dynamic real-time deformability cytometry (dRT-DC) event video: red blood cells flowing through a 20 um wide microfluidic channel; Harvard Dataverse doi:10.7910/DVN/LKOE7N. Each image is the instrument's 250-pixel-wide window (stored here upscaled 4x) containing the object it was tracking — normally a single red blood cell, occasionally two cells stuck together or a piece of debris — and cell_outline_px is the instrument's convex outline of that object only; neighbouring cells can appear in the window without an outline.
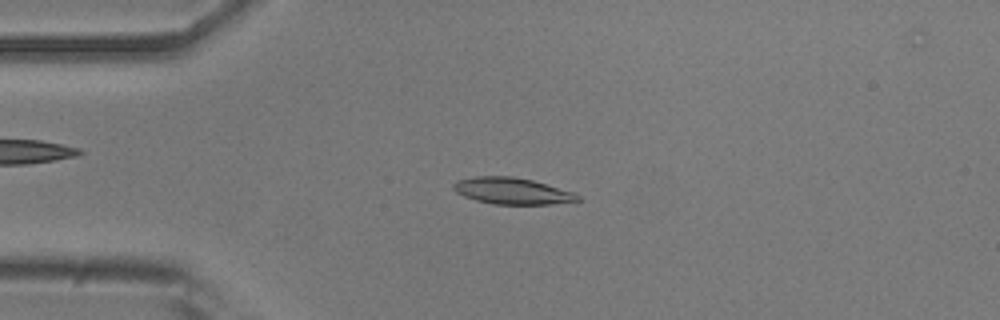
{"species": "common noctule bat (a hibernating species)", "species_latin": "Nyctalus noctula", "temperature_condition": "room temperature", "stored_images_in_passage": 52, "camera_frame_rate_fps": 3000, "um_per_image_px": 0.085, "animal": {"sex": "male", "body_mass_g": 20.5, "forearm_length_mm": 52.5}, "frame": {"image": 1, "passage_image": 11, "time_ms": 3.333, "image_size_px": [1000, 320], "cell_outline_px": [[580, 200], [548, 204], [492, 204], [476, 200], [464, 196], [456, 192], [452, 188], [452, 184], [460, 180], [476, 176], [512, 176], [532, 180], [576, 192], [580, 196]], "centroid_in_image_um": [43.54, 16.23], "position_along_channel_um": 41.5, "area_um2": 19.13}}
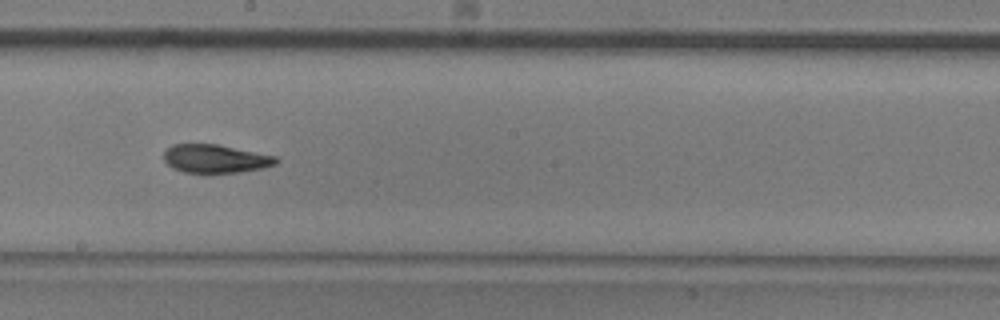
{"frame": {"image": 2, "passage_image": 28, "time_ms": 9.0, "image_size_px": [1000, 320], "cell_outline_px": [[280, 160], [276, 164], [260, 168], [236, 172], [204, 176], [184, 172], [172, 168], [164, 160], [164, 152], [172, 144], [216, 144], [276, 156]], "centroid_in_image_um": [18.27, 13.53], "position_along_channel_um": 229.9, "area_um2": 19.02}}
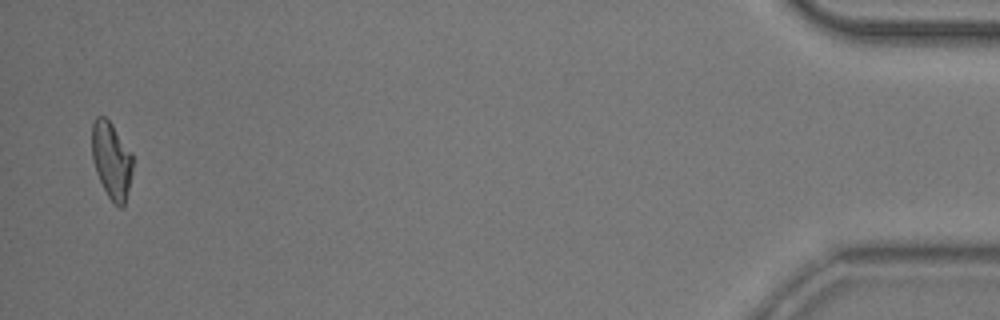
{"frame": {"image": 3, "passage_image": 51, "time_ms": 16.667, "image_size_px": [1000, 320], "cell_outline_px": [[132, 172], [124, 204], [120, 208], [108, 196], [96, 172], [92, 160], [92, 124], [96, 116], [104, 116], [112, 124], [132, 152]], "centroid_in_image_um": [9.47, 13.58], "position_along_channel_um": 425.7, "area_um2": 18.03}}